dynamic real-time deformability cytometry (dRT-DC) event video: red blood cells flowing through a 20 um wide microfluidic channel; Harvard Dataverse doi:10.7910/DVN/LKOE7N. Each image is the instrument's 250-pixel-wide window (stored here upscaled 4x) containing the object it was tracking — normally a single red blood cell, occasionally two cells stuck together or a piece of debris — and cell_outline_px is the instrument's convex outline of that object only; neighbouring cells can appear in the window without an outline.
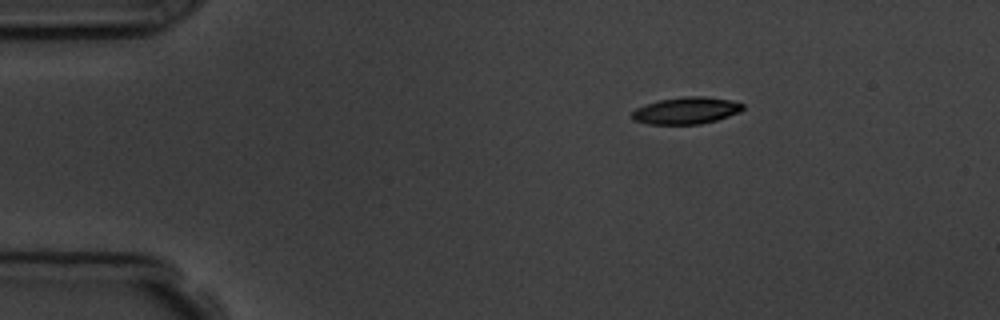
{"species": "common noctule bat (a hibernating species)", "species_latin": "Nyctalus noctula", "temperature_condition": "room temperature", "stored_images_in_passage": 2, "camera_frame_rate_fps": 3000, "um_per_image_px": 0.085, "animal": {"sex": "male", "body_mass_g": 19.5, "forearm_length_mm": 54.6}, "frame": {"image": 1, "passage_image": 1, "time_ms": 0.0, "image_size_px": [1000, 320], "cell_outline_px": [[744, 108], [740, 112], [716, 120], [700, 124], [648, 124], [636, 120], [632, 116], [632, 112], [636, 108], [644, 104], [660, 100], [684, 96], [704, 96], [732, 100], [744, 104]], "centroid_in_image_um": [58.35, 9.39], "position_along_channel_um": 26.6, "area_um2": 17.34}}